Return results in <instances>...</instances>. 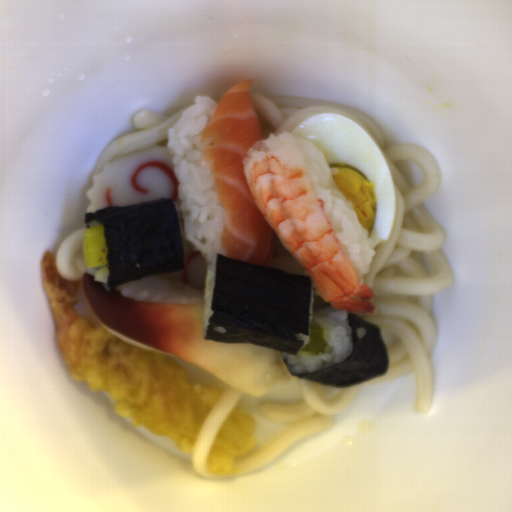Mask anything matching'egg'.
<instances>
[{"label": "egg", "instance_id": "d2b9013d", "mask_svg": "<svg viewBox=\"0 0 512 512\" xmlns=\"http://www.w3.org/2000/svg\"><path fill=\"white\" fill-rule=\"evenodd\" d=\"M314 145L338 171L334 186L353 204L367 237L388 243L397 212L393 173L377 141L359 123L342 114H313L290 133Z\"/></svg>", "mask_w": 512, "mask_h": 512}]
</instances>
